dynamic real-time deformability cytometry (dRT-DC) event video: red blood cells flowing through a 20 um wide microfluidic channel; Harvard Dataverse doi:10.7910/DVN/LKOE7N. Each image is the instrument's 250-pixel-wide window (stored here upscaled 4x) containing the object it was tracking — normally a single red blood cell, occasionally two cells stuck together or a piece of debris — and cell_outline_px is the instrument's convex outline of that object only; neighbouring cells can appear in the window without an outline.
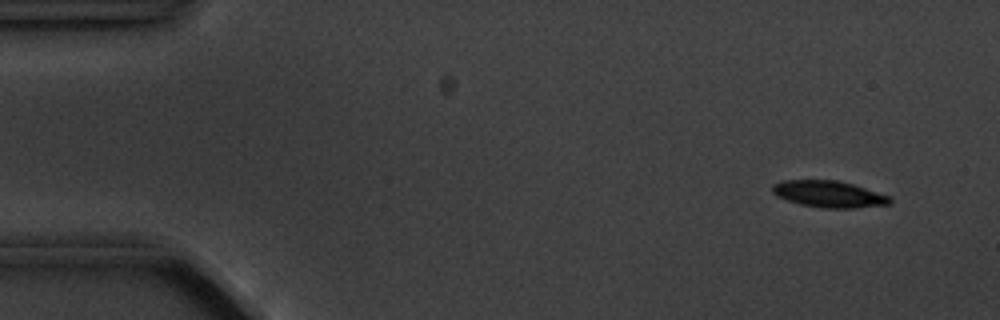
{"species": "common noctule bat (a hibernating species)", "species_latin": "Nyctalus noctula", "temperature_condition": "cold", "stored_images_in_passage": 5, "camera_frame_rate_fps": 3000, "um_per_image_px": 0.085, "animal": {"sex": "male", "body_mass_g": 20.1, "forearm_length_mm": 53.5}, "frame": {"image": 1, "passage_image": 5, "time_ms": 5.667, "image_size_px": [1000, 320], "cell_outline_px": [[892, 204], [856, 208], [820, 208], [800, 204], [776, 196], [772, 192], [772, 184], [784, 180], [836, 180], [852, 184], [892, 196]], "centroid_in_image_um": [70.48, 16.5], "position_along_channel_um": 14.5, "area_um2": 18.38}}